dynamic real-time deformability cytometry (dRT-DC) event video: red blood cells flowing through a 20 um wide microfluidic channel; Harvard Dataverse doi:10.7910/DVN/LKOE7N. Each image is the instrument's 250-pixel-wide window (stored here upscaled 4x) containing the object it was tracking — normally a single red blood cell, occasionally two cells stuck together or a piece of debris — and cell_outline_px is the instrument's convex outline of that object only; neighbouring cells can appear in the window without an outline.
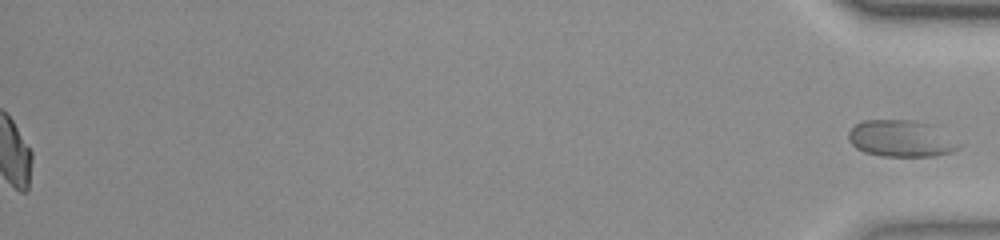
{"species": "common noctule bat (a hibernating species)", "species_latin": "Nyctalus noctula", "temperature_condition": "room temperature", "stored_images_in_passage": 53, "segment_of_instrument_passage": [2, 2], "camera_frame_rate_fps": 3000, "um_per_image_px": 0.085, "animal": {"sex": "female", "body_mass_g": 23.0, "forearm_length_mm": 53.4}, "frame": {"image": 1, "passage_image": 53, "time_ms": 17.333, "image_size_px": [1000, 240], "cell_outline_px": [[960, 148], [952, 152], [936, 156], [884, 156], [864, 152], [856, 148], [848, 140], [848, 132], [856, 124], [864, 120], [912, 120], [924, 124], [960, 144]], "centroid_in_image_um": [76.49, 11.8], "position_along_channel_um": 358.7, "area_um2": 22.83}}